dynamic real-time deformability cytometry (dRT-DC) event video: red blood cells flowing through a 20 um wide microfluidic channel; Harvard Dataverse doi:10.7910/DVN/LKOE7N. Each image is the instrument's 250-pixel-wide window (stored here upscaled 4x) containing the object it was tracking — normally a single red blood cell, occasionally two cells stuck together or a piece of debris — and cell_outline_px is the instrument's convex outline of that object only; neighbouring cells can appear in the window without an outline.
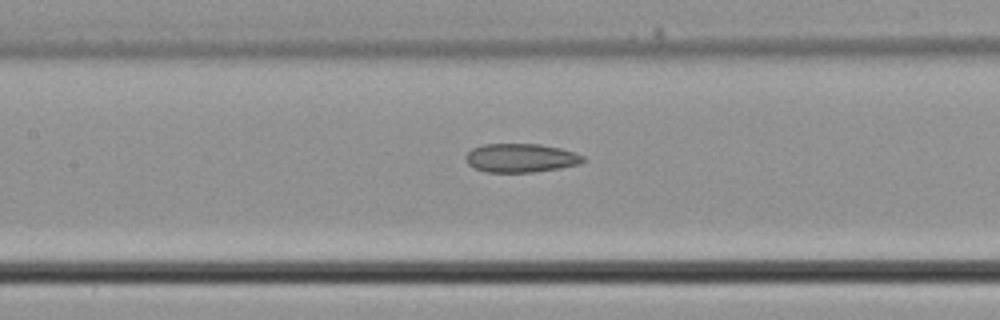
{"species": "common noctule bat (a hibernating species)", "species_latin": "Nyctalus noctula", "temperature_condition": "cold", "stored_images_in_passage": 13, "camera_frame_rate_fps": 3000, "um_per_image_px": 0.085, "animal": {"sex": "male", "body_mass_g": 21.5, "forearm_length_mm": 52.0}, "frame": {"image": 1, "passage_image": 11, "time_ms": 3.333, "image_size_px": [1000, 320], "cell_outline_px": [[588, 160], [580, 164], [560, 168], [532, 172], [488, 172], [476, 168], [468, 164], [464, 156], [472, 148], [484, 144], [540, 144], [560, 148], [584, 156]], "centroid_in_image_um": [44.29, 13.42], "position_along_channel_um": 163.1, "area_um2": 19.65}}